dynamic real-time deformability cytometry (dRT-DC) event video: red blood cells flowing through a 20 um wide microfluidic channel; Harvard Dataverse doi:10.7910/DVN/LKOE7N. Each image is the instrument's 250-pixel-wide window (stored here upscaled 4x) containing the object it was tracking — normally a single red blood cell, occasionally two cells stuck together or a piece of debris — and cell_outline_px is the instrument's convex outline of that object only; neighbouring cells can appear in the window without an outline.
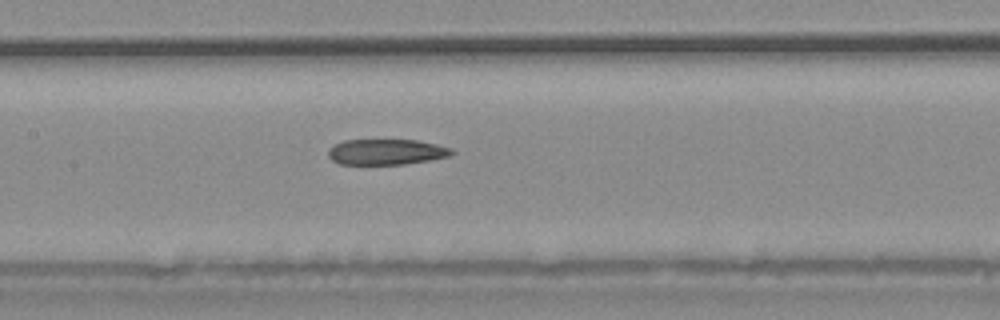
{"species": "common noctule bat (a hibernating species)", "species_latin": "Nyctalus noctula", "temperature_condition": "warm", "stored_images_in_passage": 28, "camera_frame_rate_fps": 3000, "um_per_image_px": 0.085, "animal": {"sex": "male", "body_mass_g": 20.4}, "frame": {"image": 1, "passage_image": 9, "time_ms": 2.667, "image_size_px": [1000, 320], "cell_outline_px": [[456, 152], [452, 156], [432, 160], [404, 164], [340, 164], [332, 160], [328, 156], [328, 148], [344, 140], [416, 140], [436, 144], [452, 148]], "centroid_in_image_um": [32.88, 12.91], "position_along_channel_um": 174.5, "area_um2": 18.61}}
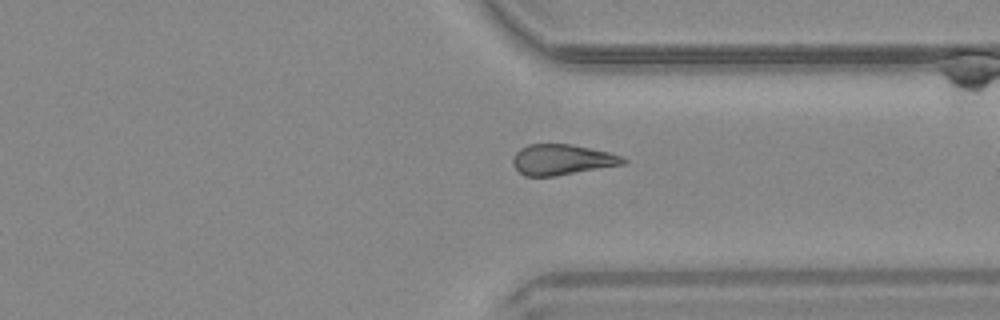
{"frame": {"image": 2, "passage_image": 20, "time_ms": 6.333, "image_size_px": [1000, 320], "cell_outline_px": [[628, 160], [624, 164], [556, 176], [524, 176], [512, 164], [512, 156], [520, 148], [528, 144], [568, 144], [608, 152], [620, 156]], "centroid_in_image_um": [47.72, 13.57], "position_along_channel_um": 363.7, "area_um2": 19.54}}